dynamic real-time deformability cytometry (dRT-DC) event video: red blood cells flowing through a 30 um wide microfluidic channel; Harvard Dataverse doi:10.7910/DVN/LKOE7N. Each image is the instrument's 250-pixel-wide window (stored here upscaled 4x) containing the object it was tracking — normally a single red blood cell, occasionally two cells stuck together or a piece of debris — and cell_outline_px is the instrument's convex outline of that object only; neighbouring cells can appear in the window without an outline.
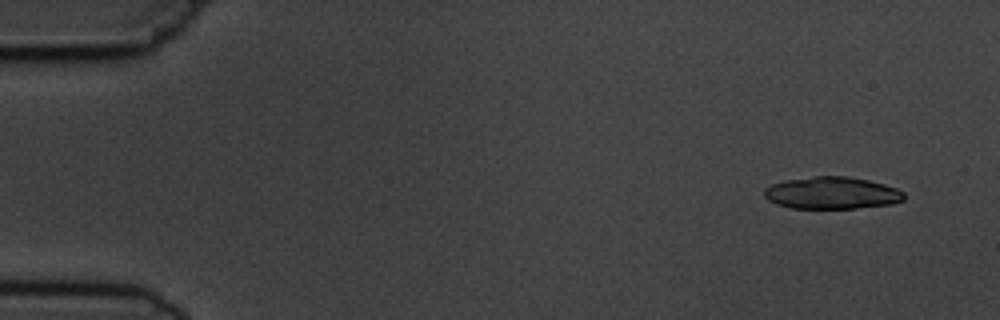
{"species": "common noctule bat (a hibernating species)", "species_latin": "Nyctalus noctula", "temperature_condition": "cold", "stored_images_in_passage": 4, "camera_frame_rate_fps": 3000, "um_per_image_px": 0.085, "animal": {"sex": "male", "body_mass_g": 19.5, "forearm_length_mm": 54.6}, "frame": {"image": 1, "passage_image": 1, "time_ms": 0.0, "image_size_px": [1000, 320], "cell_outline_px": [[904, 200], [892, 204], [856, 208], [792, 208], [776, 204], [768, 200], [764, 196], [764, 188], [772, 184], [784, 180], [816, 176], [848, 176], [868, 180], [884, 184], [896, 188], [904, 192]], "centroid_in_image_um": [70.7, 16.4], "position_along_channel_um": 14.3, "area_um2": 26.24}}
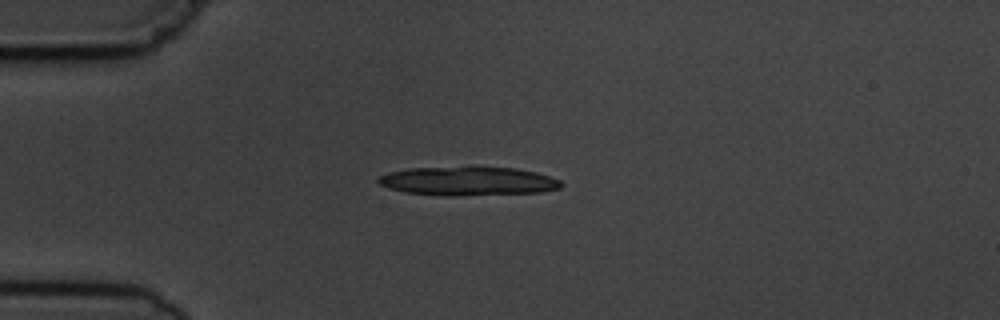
{"frame": {"image": 2, "passage_image": 4, "time_ms": 3.333, "image_size_px": [1000, 320], "cell_outline_px": [[564, 184], [560, 188], [540, 192], [452, 196], [440, 196], [404, 192], [388, 188], [380, 184], [376, 180], [380, 176], [392, 172], [408, 168], [468, 164], [472, 164], [516, 168], [536, 172], [560, 180]], "centroid_in_image_um": [39.77, 15.35], "position_along_channel_um": 45.2, "area_um2": 31.91}}